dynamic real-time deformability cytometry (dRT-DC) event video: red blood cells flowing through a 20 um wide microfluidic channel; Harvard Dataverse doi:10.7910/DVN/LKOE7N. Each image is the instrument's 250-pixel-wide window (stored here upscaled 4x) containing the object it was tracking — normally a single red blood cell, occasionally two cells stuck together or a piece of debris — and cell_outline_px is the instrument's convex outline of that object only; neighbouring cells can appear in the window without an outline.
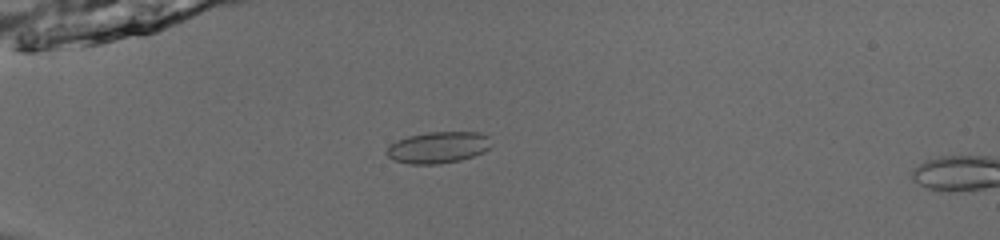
{"species": "common noctule bat (a hibernating species)", "species_latin": "Nyctalus noctula", "temperature_condition": "room temperature", "stored_images_in_passage": 4, "camera_frame_rate_fps": 3000, "um_per_image_px": 0.085, "animal": {"sex": "male", "body_mass_g": 13.0, "forearm_length_mm": 53.1}, "frame": {"image": 1, "passage_image": 2, "time_ms": 0.333, "image_size_px": [1000, 240], "cell_outline_px": [[488, 148], [484, 152], [460, 160], [440, 164], [408, 164], [392, 160], [388, 156], [388, 148], [396, 140], [408, 136], [428, 132], [480, 132], [488, 136]], "centroid_in_image_um": [37.21, 12.53], "position_along_channel_um": 47.8, "area_um2": 19.02}}